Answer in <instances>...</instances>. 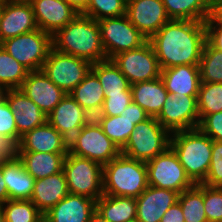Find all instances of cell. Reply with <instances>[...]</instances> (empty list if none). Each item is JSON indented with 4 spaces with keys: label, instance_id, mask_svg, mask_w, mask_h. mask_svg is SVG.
Listing matches in <instances>:
<instances>
[{
    "label": "cell",
    "instance_id": "6da1fadb",
    "mask_svg": "<svg viewBox=\"0 0 222 222\" xmlns=\"http://www.w3.org/2000/svg\"><path fill=\"white\" fill-rule=\"evenodd\" d=\"M161 69L199 65L207 41L205 22L170 20L150 39Z\"/></svg>",
    "mask_w": 222,
    "mask_h": 222
},
{
    "label": "cell",
    "instance_id": "7a4b0ae2",
    "mask_svg": "<svg viewBox=\"0 0 222 222\" xmlns=\"http://www.w3.org/2000/svg\"><path fill=\"white\" fill-rule=\"evenodd\" d=\"M52 44L58 52L85 59L92 64L107 59L98 21L82 14L58 30L52 36Z\"/></svg>",
    "mask_w": 222,
    "mask_h": 222
},
{
    "label": "cell",
    "instance_id": "3957f363",
    "mask_svg": "<svg viewBox=\"0 0 222 222\" xmlns=\"http://www.w3.org/2000/svg\"><path fill=\"white\" fill-rule=\"evenodd\" d=\"M212 146L213 140L199 128L171 133L170 147L195 184L202 183L207 176Z\"/></svg>",
    "mask_w": 222,
    "mask_h": 222
},
{
    "label": "cell",
    "instance_id": "277c9868",
    "mask_svg": "<svg viewBox=\"0 0 222 222\" xmlns=\"http://www.w3.org/2000/svg\"><path fill=\"white\" fill-rule=\"evenodd\" d=\"M149 186L146 162L120 153L103 166V193L137 198Z\"/></svg>",
    "mask_w": 222,
    "mask_h": 222
},
{
    "label": "cell",
    "instance_id": "5b68a950",
    "mask_svg": "<svg viewBox=\"0 0 222 222\" xmlns=\"http://www.w3.org/2000/svg\"><path fill=\"white\" fill-rule=\"evenodd\" d=\"M171 133L155 117L135 125L121 153L148 162L170 147Z\"/></svg>",
    "mask_w": 222,
    "mask_h": 222
},
{
    "label": "cell",
    "instance_id": "8992f818",
    "mask_svg": "<svg viewBox=\"0 0 222 222\" xmlns=\"http://www.w3.org/2000/svg\"><path fill=\"white\" fill-rule=\"evenodd\" d=\"M70 194L85 196L97 201L103 193V166L87 158L68 154L63 164Z\"/></svg>",
    "mask_w": 222,
    "mask_h": 222
},
{
    "label": "cell",
    "instance_id": "52a82bcc",
    "mask_svg": "<svg viewBox=\"0 0 222 222\" xmlns=\"http://www.w3.org/2000/svg\"><path fill=\"white\" fill-rule=\"evenodd\" d=\"M68 152L104 166L116 158L121 150L108 138L97 120L91 118L68 142Z\"/></svg>",
    "mask_w": 222,
    "mask_h": 222
},
{
    "label": "cell",
    "instance_id": "ba28073f",
    "mask_svg": "<svg viewBox=\"0 0 222 222\" xmlns=\"http://www.w3.org/2000/svg\"><path fill=\"white\" fill-rule=\"evenodd\" d=\"M1 46L30 72L40 71L53 48L52 35L36 29L32 32L5 39Z\"/></svg>",
    "mask_w": 222,
    "mask_h": 222
},
{
    "label": "cell",
    "instance_id": "9c48e42d",
    "mask_svg": "<svg viewBox=\"0 0 222 222\" xmlns=\"http://www.w3.org/2000/svg\"><path fill=\"white\" fill-rule=\"evenodd\" d=\"M146 168L149 186L170 189L180 194L195 185L171 147L146 162Z\"/></svg>",
    "mask_w": 222,
    "mask_h": 222
},
{
    "label": "cell",
    "instance_id": "30bf717a",
    "mask_svg": "<svg viewBox=\"0 0 222 222\" xmlns=\"http://www.w3.org/2000/svg\"><path fill=\"white\" fill-rule=\"evenodd\" d=\"M101 41L107 59L136 49L148 39L129 21L126 15L98 20Z\"/></svg>",
    "mask_w": 222,
    "mask_h": 222
},
{
    "label": "cell",
    "instance_id": "8fae6325",
    "mask_svg": "<svg viewBox=\"0 0 222 222\" xmlns=\"http://www.w3.org/2000/svg\"><path fill=\"white\" fill-rule=\"evenodd\" d=\"M91 67L90 61L52 48L42 71L54 84L69 94L86 77Z\"/></svg>",
    "mask_w": 222,
    "mask_h": 222
},
{
    "label": "cell",
    "instance_id": "7c38bea8",
    "mask_svg": "<svg viewBox=\"0 0 222 222\" xmlns=\"http://www.w3.org/2000/svg\"><path fill=\"white\" fill-rule=\"evenodd\" d=\"M130 84L157 79L161 68L149 40L136 49L124 51L112 58Z\"/></svg>",
    "mask_w": 222,
    "mask_h": 222
},
{
    "label": "cell",
    "instance_id": "4fadbf2b",
    "mask_svg": "<svg viewBox=\"0 0 222 222\" xmlns=\"http://www.w3.org/2000/svg\"><path fill=\"white\" fill-rule=\"evenodd\" d=\"M198 95L168 94L163 107L156 117L170 133L198 128Z\"/></svg>",
    "mask_w": 222,
    "mask_h": 222
},
{
    "label": "cell",
    "instance_id": "5bb4252c",
    "mask_svg": "<svg viewBox=\"0 0 222 222\" xmlns=\"http://www.w3.org/2000/svg\"><path fill=\"white\" fill-rule=\"evenodd\" d=\"M126 16L148 40L170 21L162 0H129Z\"/></svg>",
    "mask_w": 222,
    "mask_h": 222
},
{
    "label": "cell",
    "instance_id": "9a60e30c",
    "mask_svg": "<svg viewBox=\"0 0 222 222\" xmlns=\"http://www.w3.org/2000/svg\"><path fill=\"white\" fill-rule=\"evenodd\" d=\"M38 29L30 2L2 3L0 15V45L5 39L26 34Z\"/></svg>",
    "mask_w": 222,
    "mask_h": 222
},
{
    "label": "cell",
    "instance_id": "2e32d148",
    "mask_svg": "<svg viewBox=\"0 0 222 222\" xmlns=\"http://www.w3.org/2000/svg\"><path fill=\"white\" fill-rule=\"evenodd\" d=\"M91 118L70 94H66L47 115V122L69 142Z\"/></svg>",
    "mask_w": 222,
    "mask_h": 222
},
{
    "label": "cell",
    "instance_id": "e0dca14e",
    "mask_svg": "<svg viewBox=\"0 0 222 222\" xmlns=\"http://www.w3.org/2000/svg\"><path fill=\"white\" fill-rule=\"evenodd\" d=\"M3 97L13 111L19 141L26 132L47 121V115L20 88L4 90Z\"/></svg>",
    "mask_w": 222,
    "mask_h": 222
},
{
    "label": "cell",
    "instance_id": "ac0fdd59",
    "mask_svg": "<svg viewBox=\"0 0 222 222\" xmlns=\"http://www.w3.org/2000/svg\"><path fill=\"white\" fill-rule=\"evenodd\" d=\"M20 90L46 115H48L67 94L54 84L42 70L29 72Z\"/></svg>",
    "mask_w": 222,
    "mask_h": 222
},
{
    "label": "cell",
    "instance_id": "d6986e66",
    "mask_svg": "<svg viewBox=\"0 0 222 222\" xmlns=\"http://www.w3.org/2000/svg\"><path fill=\"white\" fill-rule=\"evenodd\" d=\"M30 4L38 28L52 36L78 15L65 0H32Z\"/></svg>",
    "mask_w": 222,
    "mask_h": 222
},
{
    "label": "cell",
    "instance_id": "ffe728a7",
    "mask_svg": "<svg viewBox=\"0 0 222 222\" xmlns=\"http://www.w3.org/2000/svg\"><path fill=\"white\" fill-rule=\"evenodd\" d=\"M179 193L170 189L148 186L136 198L138 222H160L165 212L176 202Z\"/></svg>",
    "mask_w": 222,
    "mask_h": 222
},
{
    "label": "cell",
    "instance_id": "44dd1931",
    "mask_svg": "<svg viewBox=\"0 0 222 222\" xmlns=\"http://www.w3.org/2000/svg\"><path fill=\"white\" fill-rule=\"evenodd\" d=\"M20 152L68 154V141L47 121L20 138Z\"/></svg>",
    "mask_w": 222,
    "mask_h": 222
},
{
    "label": "cell",
    "instance_id": "7402d4cb",
    "mask_svg": "<svg viewBox=\"0 0 222 222\" xmlns=\"http://www.w3.org/2000/svg\"><path fill=\"white\" fill-rule=\"evenodd\" d=\"M95 210L94 199L69 193L43 216L48 222H88Z\"/></svg>",
    "mask_w": 222,
    "mask_h": 222
},
{
    "label": "cell",
    "instance_id": "603a6c76",
    "mask_svg": "<svg viewBox=\"0 0 222 222\" xmlns=\"http://www.w3.org/2000/svg\"><path fill=\"white\" fill-rule=\"evenodd\" d=\"M69 194L64 172L34 181L31 201L44 215Z\"/></svg>",
    "mask_w": 222,
    "mask_h": 222
},
{
    "label": "cell",
    "instance_id": "cb8c5ba5",
    "mask_svg": "<svg viewBox=\"0 0 222 222\" xmlns=\"http://www.w3.org/2000/svg\"><path fill=\"white\" fill-rule=\"evenodd\" d=\"M161 79L168 94L198 95L200 86L199 65H177L161 69Z\"/></svg>",
    "mask_w": 222,
    "mask_h": 222
},
{
    "label": "cell",
    "instance_id": "d4e9b609",
    "mask_svg": "<svg viewBox=\"0 0 222 222\" xmlns=\"http://www.w3.org/2000/svg\"><path fill=\"white\" fill-rule=\"evenodd\" d=\"M132 101L150 117H157L167 98L168 91L161 77L131 84Z\"/></svg>",
    "mask_w": 222,
    "mask_h": 222
},
{
    "label": "cell",
    "instance_id": "484cf974",
    "mask_svg": "<svg viewBox=\"0 0 222 222\" xmlns=\"http://www.w3.org/2000/svg\"><path fill=\"white\" fill-rule=\"evenodd\" d=\"M69 94L92 118L100 113L105 94L97 75L92 70Z\"/></svg>",
    "mask_w": 222,
    "mask_h": 222
},
{
    "label": "cell",
    "instance_id": "4316f807",
    "mask_svg": "<svg viewBox=\"0 0 222 222\" xmlns=\"http://www.w3.org/2000/svg\"><path fill=\"white\" fill-rule=\"evenodd\" d=\"M2 175L7 186L8 200H30L35 179L18 159L2 164Z\"/></svg>",
    "mask_w": 222,
    "mask_h": 222
},
{
    "label": "cell",
    "instance_id": "83f0119b",
    "mask_svg": "<svg viewBox=\"0 0 222 222\" xmlns=\"http://www.w3.org/2000/svg\"><path fill=\"white\" fill-rule=\"evenodd\" d=\"M96 210L108 222H132L136 220L137 202L134 197L103 194L96 201Z\"/></svg>",
    "mask_w": 222,
    "mask_h": 222
},
{
    "label": "cell",
    "instance_id": "f1b7e54d",
    "mask_svg": "<svg viewBox=\"0 0 222 222\" xmlns=\"http://www.w3.org/2000/svg\"><path fill=\"white\" fill-rule=\"evenodd\" d=\"M67 154H53L40 152H20L19 160L25 170L36 180L63 171V164Z\"/></svg>",
    "mask_w": 222,
    "mask_h": 222
},
{
    "label": "cell",
    "instance_id": "f546056e",
    "mask_svg": "<svg viewBox=\"0 0 222 222\" xmlns=\"http://www.w3.org/2000/svg\"><path fill=\"white\" fill-rule=\"evenodd\" d=\"M170 20L205 22L211 15L208 0H162Z\"/></svg>",
    "mask_w": 222,
    "mask_h": 222
},
{
    "label": "cell",
    "instance_id": "4dcf8cb0",
    "mask_svg": "<svg viewBox=\"0 0 222 222\" xmlns=\"http://www.w3.org/2000/svg\"><path fill=\"white\" fill-rule=\"evenodd\" d=\"M91 70L97 75L104 94H121L131 87L128 79L112 59L93 63Z\"/></svg>",
    "mask_w": 222,
    "mask_h": 222
},
{
    "label": "cell",
    "instance_id": "1f68e13d",
    "mask_svg": "<svg viewBox=\"0 0 222 222\" xmlns=\"http://www.w3.org/2000/svg\"><path fill=\"white\" fill-rule=\"evenodd\" d=\"M97 122L101 125L104 133L112 140L121 150L127 143L131 132L135 125L145 120H131L126 116H103L97 115L95 117Z\"/></svg>",
    "mask_w": 222,
    "mask_h": 222
},
{
    "label": "cell",
    "instance_id": "d6a6232c",
    "mask_svg": "<svg viewBox=\"0 0 222 222\" xmlns=\"http://www.w3.org/2000/svg\"><path fill=\"white\" fill-rule=\"evenodd\" d=\"M30 71L0 45V89H18Z\"/></svg>",
    "mask_w": 222,
    "mask_h": 222
},
{
    "label": "cell",
    "instance_id": "836d02e7",
    "mask_svg": "<svg viewBox=\"0 0 222 222\" xmlns=\"http://www.w3.org/2000/svg\"><path fill=\"white\" fill-rule=\"evenodd\" d=\"M185 222H207L204 202L203 184H195L178 196Z\"/></svg>",
    "mask_w": 222,
    "mask_h": 222
},
{
    "label": "cell",
    "instance_id": "e575fe53",
    "mask_svg": "<svg viewBox=\"0 0 222 222\" xmlns=\"http://www.w3.org/2000/svg\"><path fill=\"white\" fill-rule=\"evenodd\" d=\"M200 83H222V51L206 41L199 62Z\"/></svg>",
    "mask_w": 222,
    "mask_h": 222
},
{
    "label": "cell",
    "instance_id": "d590c367",
    "mask_svg": "<svg viewBox=\"0 0 222 222\" xmlns=\"http://www.w3.org/2000/svg\"><path fill=\"white\" fill-rule=\"evenodd\" d=\"M1 205L5 222H37L43 217L31 200H7Z\"/></svg>",
    "mask_w": 222,
    "mask_h": 222
},
{
    "label": "cell",
    "instance_id": "8d00e7d4",
    "mask_svg": "<svg viewBox=\"0 0 222 222\" xmlns=\"http://www.w3.org/2000/svg\"><path fill=\"white\" fill-rule=\"evenodd\" d=\"M197 102L199 120L222 111V83H200Z\"/></svg>",
    "mask_w": 222,
    "mask_h": 222
},
{
    "label": "cell",
    "instance_id": "74e56055",
    "mask_svg": "<svg viewBox=\"0 0 222 222\" xmlns=\"http://www.w3.org/2000/svg\"><path fill=\"white\" fill-rule=\"evenodd\" d=\"M126 0H90L87 10L82 14L95 19L121 17L126 15Z\"/></svg>",
    "mask_w": 222,
    "mask_h": 222
},
{
    "label": "cell",
    "instance_id": "f35d334b",
    "mask_svg": "<svg viewBox=\"0 0 222 222\" xmlns=\"http://www.w3.org/2000/svg\"><path fill=\"white\" fill-rule=\"evenodd\" d=\"M203 202L207 222H222V188L203 184Z\"/></svg>",
    "mask_w": 222,
    "mask_h": 222
},
{
    "label": "cell",
    "instance_id": "ab89813d",
    "mask_svg": "<svg viewBox=\"0 0 222 222\" xmlns=\"http://www.w3.org/2000/svg\"><path fill=\"white\" fill-rule=\"evenodd\" d=\"M132 102L131 87L121 94H106L102 109L98 115L118 116Z\"/></svg>",
    "mask_w": 222,
    "mask_h": 222
},
{
    "label": "cell",
    "instance_id": "60d3db41",
    "mask_svg": "<svg viewBox=\"0 0 222 222\" xmlns=\"http://www.w3.org/2000/svg\"><path fill=\"white\" fill-rule=\"evenodd\" d=\"M202 184L222 188V142L213 140L211 163Z\"/></svg>",
    "mask_w": 222,
    "mask_h": 222
},
{
    "label": "cell",
    "instance_id": "b9f144b4",
    "mask_svg": "<svg viewBox=\"0 0 222 222\" xmlns=\"http://www.w3.org/2000/svg\"><path fill=\"white\" fill-rule=\"evenodd\" d=\"M198 128L212 140L222 142V111L205 115Z\"/></svg>",
    "mask_w": 222,
    "mask_h": 222
},
{
    "label": "cell",
    "instance_id": "7bdbcfd3",
    "mask_svg": "<svg viewBox=\"0 0 222 222\" xmlns=\"http://www.w3.org/2000/svg\"><path fill=\"white\" fill-rule=\"evenodd\" d=\"M0 135L18 139L13 111L3 96L0 98Z\"/></svg>",
    "mask_w": 222,
    "mask_h": 222
},
{
    "label": "cell",
    "instance_id": "ee69618b",
    "mask_svg": "<svg viewBox=\"0 0 222 222\" xmlns=\"http://www.w3.org/2000/svg\"><path fill=\"white\" fill-rule=\"evenodd\" d=\"M19 155V140L16 137L0 135V164L17 161Z\"/></svg>",
    "mask_w": 222,
    "mask_h": 222
},
{
    "label": "cell",
    "instance_id": "f6af8a7d",
    "mask_svg": "<svg viewBox=\"0 0 222 222\" xmlns=\"http://www.w3.org/2000/svg\"><path fill=\"white\" fill-rule=\"evenodd\" d=\"M207 41L216 49L222 51V25H220L212 16L206 21Z\"/></svg>",
    "mask_w": 222,
    "mask_h": 222
},
{
    "label": "cell",
    "instance_id": "bcb514c9",
    "mask_svg": "<svg viewBox=\"0 0 222 222\" xmlns=\"http://www.w3.org/2000/svg\"><path fill=\"white\" fill-rule=\"evenodd\" d=\"M121 115L131 120H147L150 117L145 110L133 101L125 108Z\"/></svg>",
    "mask_w": 222,
    "mask_h": 222
},
{
    "label": "cell",
    "instance_id": "7dc6e473",
    "mask_svg": "<svg viewBox=\"0 0 222 222\" xmlns=\"http://www.w3.org/2000/svg\"><path fill=\"white\" fill-rule=\"evenodd\" d=\"M160 222H185L179 202H176L165 212Z\"/></svg>",
    "mask_w": 222,
    "mask_h": 222
},
{
    "label": "cell",
    "instance_id": "c3c4849f",
    "mask_svg": "<svg viewBox=\"0 0 222 222\" xmlns=\"http://www.w3.org/2000/svg\"><path fill=\"white\" fill-rule=\"evenodd\" d=\"M78 14H83L90 3V0H65Z\"/></svg>",
    "mask_w": 222,
    "mask_h": 222
},
{
    "label": "cell",
    "instance_id": "681fc988",
    "mask_svg": "<svg viewBox=\"0 0 222 222\" xmlns=\"http://www.w3.org/2000/svg\"><path fill=\"white\" fill-rule=\"evenodd\" d=\"M8 200L7 186L2 175V164H0V204Z\"/></svg>",
    "mask_w": 222,
    "mask_h": 222
},
{
    "label": "cell",
    "instance_id": "f907efd6",
    "mask_svg": "<svg viewBox=\"0 0 222 222\" xmlns=\"http://www.w3.org/2000/svg\"><path fill=\"white\" fill-rule=\"evenodd\" d=\"M220 25H222V3L217 5L213 10H212V15H211Z\"/></svg>",
    "mask_w": 222,
    "mask_h": 222
},
{
    "label": "cell",
    "instance_id": "816d5d0a",
    "mask_svg": "<svg viewBox=\"0 0 222 222\" xmlns=\"http://www.w3.org/2000/svg\"><path fill=\"white\" fill-rule=\"evenodd\" d=\"M88 222H108L103 218L97 210H95L89 217Z\"/></svg>",
    "mask_w": 222,
    "mask_h": 222
},
{
    "label": "cell",
    "instance_id": "f5cc1de1",
    "mask_svg": "<svg viewBox=\"0 0 222 222\" xmlns=\"http://www.w3.org/2000/svg\"><path fill=\"white\" fill-rule=\"evenodd\" d=\"M220 3H222V0H208V4L211 10H213Z\"/></svg>",
    "mask_w": 222,
    "mask_h": 222
},
{
    "label": "cell",
    "instance_id": "db71d44e",
    "mask_svg": "<svg viewBox=\"0 0 222 222\" xmlns=\"http://www.w3.org/2000/svg\"><path fill=\"white\" fill-rule=\"evenodd\" d=\"M0 222H5L4 211L1 204H0Z\"/></svg>",
    "mask_w": 222,
    "mask_h": 222
},
{
    "label": "cell",
    "instance_id": "11a10c76",
    "mask_svg": "<svg viewBox=\"0 0 222 222\" xmlns=\"http://www.w3.org/2000/svg\"><path fill=\"white\" fill-rule=\"evenodd\" d=\"M12 2H31L32 0H8Z\"/></svg>",
    "mask_w": 222,
    "mask_h": 222
},
{
    "label": "cell",
    "instance_id": "9f6ffc18",
    "mask_svg": "<svg viewBox=\"0 0 222 222\" xmlns=\"http://www.w3.org/2000/svg\"><path fill=\"white\" fill-rule=\"evenodd\" d=\"M37 222H48L47 220H46V218L43 216L39 221H37Z\"/></svg>",
    "mask_w": 222,
    "mask_h": 222
},
{
    "label": "cell",
    "instance_id": "6f0895ef",
    "mask_svg": "<svg viewBox=\"0 0 222 222\" xmlns=\"http://www.w3.org/2000/svg\"><path fill=\"white\" fill-rule=\"evenodd\" d=\"M3 96V90L0 89V98Z\"/></svg>",
    "mask_w": 222,
    "mask_h": 222
},
{
    "label": "cell",
    "instance_id": "680465c9",
    "mask_svg": "<svg viewBox=\"0 0 222 222\" xmlns=\"http://www.w3.org/2000/svg\"><path fill=\"white\" fill-rule=\"evenodd\" d=\"M1 11H2V3H0V15H1Z\"/></svg>",
    "mask_w": 222,
    "mask_h": 222
}]
</instances>
